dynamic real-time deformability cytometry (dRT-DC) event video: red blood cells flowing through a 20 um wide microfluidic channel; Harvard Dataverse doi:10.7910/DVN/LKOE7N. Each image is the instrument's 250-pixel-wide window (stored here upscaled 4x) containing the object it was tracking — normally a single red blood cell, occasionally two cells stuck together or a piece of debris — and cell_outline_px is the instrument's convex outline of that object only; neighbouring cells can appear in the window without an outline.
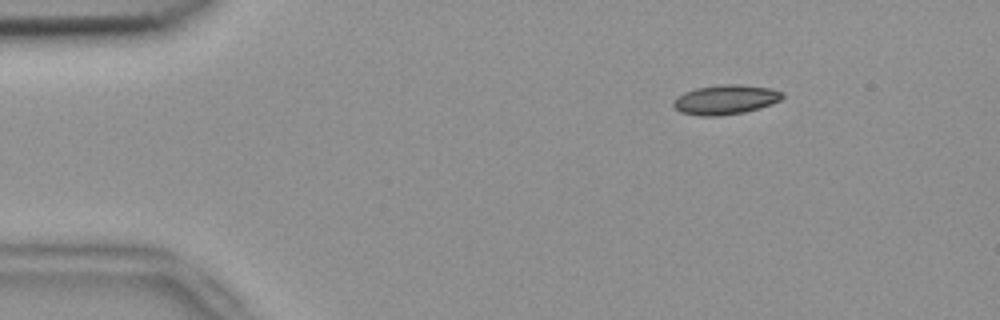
{"species": "common noctule bat (a hibernating species)", "species_latin": "Nyctalus noctula", "temperature_condition": "room temperature", "stored_images_in_passage": 10, "camera_frame_rate_fps": 3000, "um_per_image_px": 0.085, "animal": {"sex": "female", "body_mass_g": 18.4}, "frame": {"image": 1, "passage_image": 1, "time_ms": 0.0, "image_size_px": [1000, 320], "cell_outline_px": [[784, 96], [780, 100], [772, 104], [760, 108], [744, 112], [720, 116], [700, 116], [680, 112], [672, 104], [672, 100], [676, 96], [684, 92], [696, 88], [720, 84], [740, 84], [772, 88], [784, 92]], "centroid_in_image_um": [61.67, 8.46], "position_along_channel_um": 23.3, "area_um2": 19.07}}